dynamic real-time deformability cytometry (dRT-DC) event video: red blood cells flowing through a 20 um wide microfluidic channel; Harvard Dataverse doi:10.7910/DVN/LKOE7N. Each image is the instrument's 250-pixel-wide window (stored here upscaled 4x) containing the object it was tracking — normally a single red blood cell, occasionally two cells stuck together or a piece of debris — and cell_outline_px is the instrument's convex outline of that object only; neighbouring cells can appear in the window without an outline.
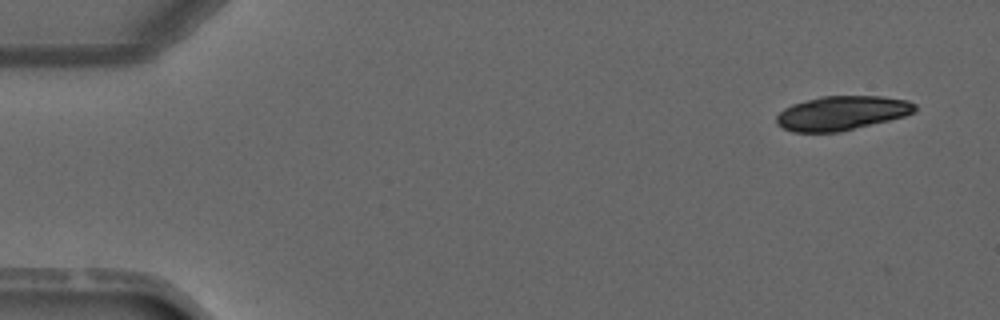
{"species": "common noctule bat (a hibernating species)", "species_latin": "Nyctalus noctula", "temperature_condition": "warm", "stored_images_in_passage": 4, "camera_frame_rate_fps": 3000, "um_per_image_px": 0.085, "animal": {"sex": "male", "forearm_length_mm": 52.5}, "frame": {"image": 1, "passage_image": 1, "time_ms": 0.0, "image_size_px": [1000, 320], "cell_outline_px": [[916, 112], [904, 116], [840, 132], [792, 132], [776, 124], [776, 116], [784, 108], [792, 104], [820, 96], [880, 96], [908, 100], [916, 104]], "centroid_in_image_um": [71.54, 9.61], "position_along_channel_um": 13.5, "area_um2": 27.63}}